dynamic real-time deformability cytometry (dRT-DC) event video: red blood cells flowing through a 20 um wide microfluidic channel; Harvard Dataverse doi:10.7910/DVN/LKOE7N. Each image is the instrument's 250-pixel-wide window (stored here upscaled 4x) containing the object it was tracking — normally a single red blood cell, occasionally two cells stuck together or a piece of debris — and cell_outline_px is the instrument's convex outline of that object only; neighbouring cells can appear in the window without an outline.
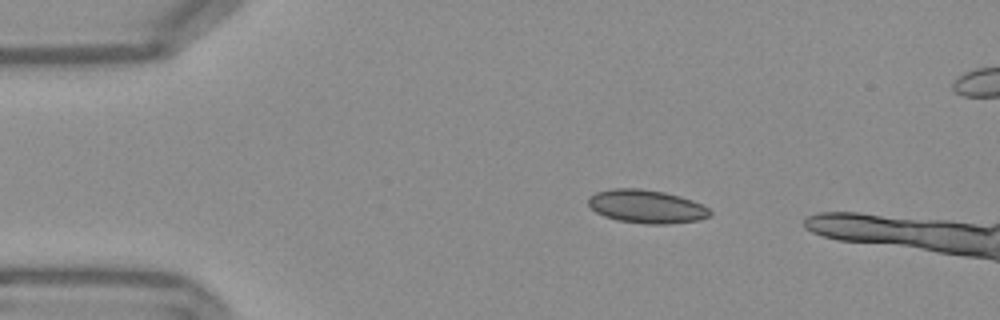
{"species": "Egyptian fruit bat (a non-hibernating species)", "species_latin": "Rousettus aegyptiacus", "temperature_condition": "warm", "stored_images_in_passage": 8, "camera_frame_rate_fps": 3000, "um_per_image_px": 0.085, "frame": {"image": 1, "passage_image": 1, "time_ms": 0.0, "image_size_px": [1000, 320], "cell_outline_px": [[712, 216], [700, 220], [668, 224], [644, 224], [616, 220], [604, 216], [596, 212], [588, 204], [588, 196], [596, 192], [612, 188], [640, 188], [664, 192], [680, 196], [692, 200], [708, 208], [712, 212]], "centroid_in_image_um": [54.95, 17.55], "position_along_channel_um": 30.0, "area_um2": 23.87}}